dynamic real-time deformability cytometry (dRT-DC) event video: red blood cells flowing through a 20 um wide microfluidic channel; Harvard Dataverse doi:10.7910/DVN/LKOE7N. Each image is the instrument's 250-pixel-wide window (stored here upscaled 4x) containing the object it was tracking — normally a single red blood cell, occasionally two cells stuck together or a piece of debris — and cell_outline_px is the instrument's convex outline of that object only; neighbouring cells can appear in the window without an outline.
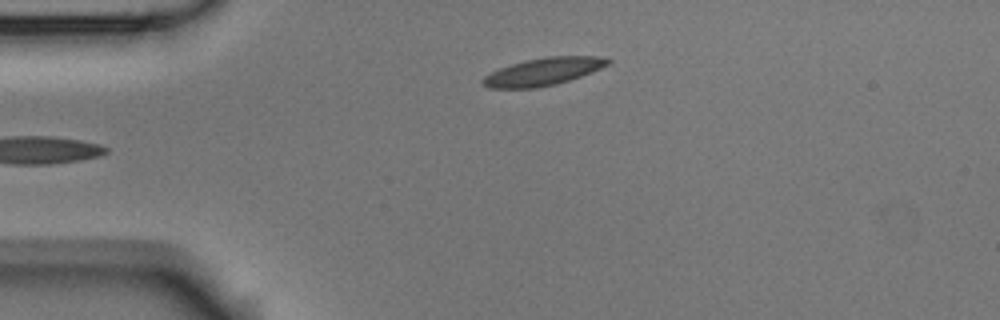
{"species": "Egyptian fruit bat (a non-hibernating species)", "species_latin": "Rousettus aegyptiacus", "temperature_condition": "room temperature", "stored_images_in_passage": 5, "camera_frame_rate_fps": 3000, "um_per_image_px": 0.085, "animal": {"sex": "male"}, "frame": {"image": 1, "passage_image": 5, "time_ms": 1.333, "image_size_px": [1000, 320], "cell_outline_px": [[612, 60], [608, 64], [592, 72], [556, 84], [536, 88], [488, 88], [480, 84], [480, 80], [484, 76], [500, 68], [512, 64], [544, 56], [600, 56]], "centroid_in_image_um": [46.15, 6.09], "position_along_channel_um": 38.9, "area_um2": 20.0}}